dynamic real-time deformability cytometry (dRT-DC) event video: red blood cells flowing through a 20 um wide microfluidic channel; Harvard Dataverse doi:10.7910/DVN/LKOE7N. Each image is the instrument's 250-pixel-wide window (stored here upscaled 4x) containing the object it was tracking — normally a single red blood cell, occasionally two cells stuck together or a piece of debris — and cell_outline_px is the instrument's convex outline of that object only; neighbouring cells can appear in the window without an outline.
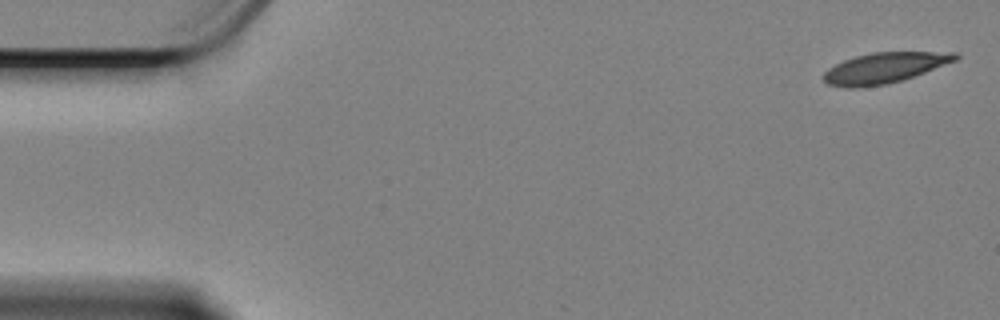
{"species": "Egyptian fruit bat (a non-hibernating species)", "species_latin": "Rousettus aegyptiacus", "temperature_condition": "cold", "stored_images_in_passage": 54, "camera_frame_rate_fps": 3000, "um_per_image_px": 0.085, "animal": {"sex": "female"}, "frame": {"image": 1, "passage_image": 1, "time_ms": 0.0, "image_size_px": [1000, 320], "cell_outline_px": [[960, 56], [956, 60], [924, 72], [888, 84], [856, 88], [844, 88], [828, 84], [824, 80], [824, 72], [828, 68], [844, 60], [856, 56], [872, 52], [956, 52]], "centroid_in_image_um": [75.15, 5.77], "position_along_channel_um": 9.9, "area_um2": 23.24}}
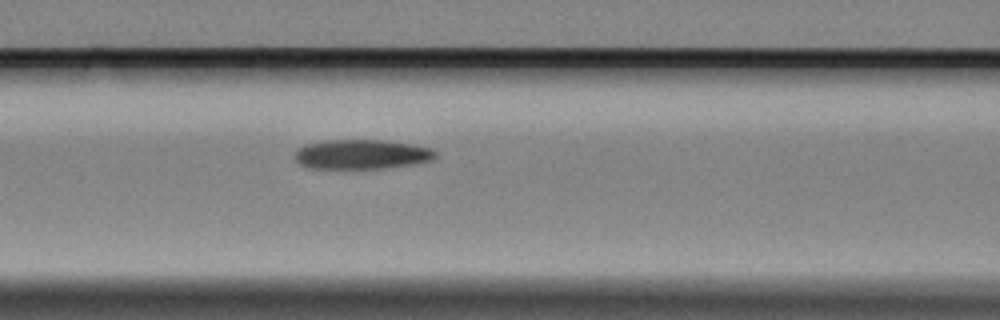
{"frame": {"image": 2, "passage_image": 23, "time_ms": 7.333, "image_size_px": [1000, 320], "cell_outline_px": [[436, 156], [432, 160], [412, 164], [384, 168], [312, 168], [300, 164], [296, 160], [296, 148], [304, 144], [328, 140], [384, 140], [416, 144], [432, 148], [436, 152]], "centroid_in_image_um": [30.77, 13.1], "position_along_channel_um": 135.8, "area_um2": 24.28}}
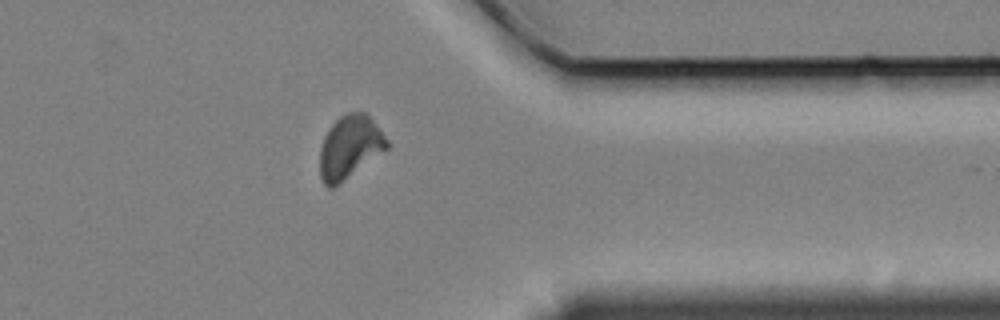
{"frame": {"image": 3, "passage_image": 46, "time_ms": 15.0, "image_size_px": [1000, 320], "cell_outline_px": [[388, 148], [332, 188], [328, 188], [324, 184], [320, 176], [320, 148], [324, 136], [328, 128], [340, 116], [348, 112], [364, 112], [372, 120], [388, 140]], "centroid_in_image_um": [29.7, 12.49], "position_along_channel_um": 381.7, "area_um2": 24.22}, "authors_computed_cell_mechanics": {"area_um2": 24.5072, "velocity_mm_per_s": 3.3525, "shape_relaxation_time_tau1_ms": 4.3357, "shape_relaxation_time_tau2_ms": null, "deformation_change_tau1": 0.1172, "deformation_change_tau2": null}}